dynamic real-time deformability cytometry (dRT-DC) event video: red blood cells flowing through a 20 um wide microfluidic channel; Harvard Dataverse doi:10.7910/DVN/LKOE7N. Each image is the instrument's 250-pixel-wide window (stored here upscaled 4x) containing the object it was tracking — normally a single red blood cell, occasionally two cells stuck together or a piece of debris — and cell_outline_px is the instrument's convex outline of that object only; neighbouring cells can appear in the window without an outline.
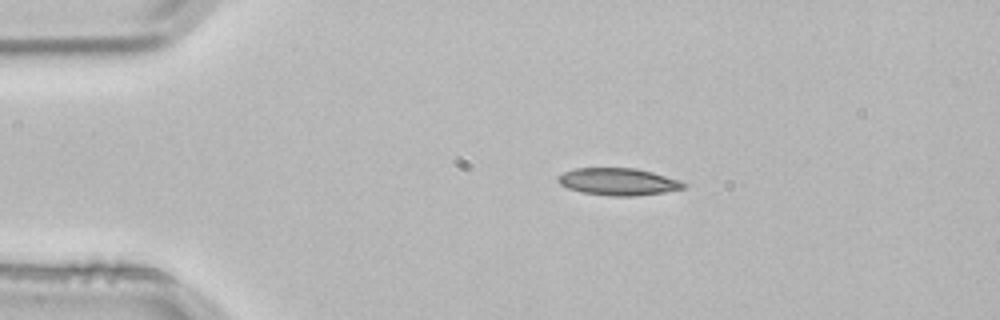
{"species": "common noctule bat (a hibernating species)", "species_latin": "Nyctalus noctula", "temperature_condition": "room temperature", "stored_images_in_passage": 2, "camera_frame_rate_fps": 3000, "um_per_image_px": 0.085, "animal": {"sex": "male", "body_mass_g": 21.5, "forearm_length_mm": 52.0}, "frame": {"image": 1, "passage_image": 1, "time_ms": 0.0, "image_size_px": [1000, 320], "cell_outline_px": [[688, 184], [684, 188], [664, 192], [636, 196], [612, 196], [580, 192], [568, 188], [560, 184], [556, 180], [556, 176], [572, 168], [636, 168], [652, 172], [680, 180]], "centroid_in_image_um": [52.53, 15.44], "position_along_channel_um": 32.5, "area_um2": 20.06}}